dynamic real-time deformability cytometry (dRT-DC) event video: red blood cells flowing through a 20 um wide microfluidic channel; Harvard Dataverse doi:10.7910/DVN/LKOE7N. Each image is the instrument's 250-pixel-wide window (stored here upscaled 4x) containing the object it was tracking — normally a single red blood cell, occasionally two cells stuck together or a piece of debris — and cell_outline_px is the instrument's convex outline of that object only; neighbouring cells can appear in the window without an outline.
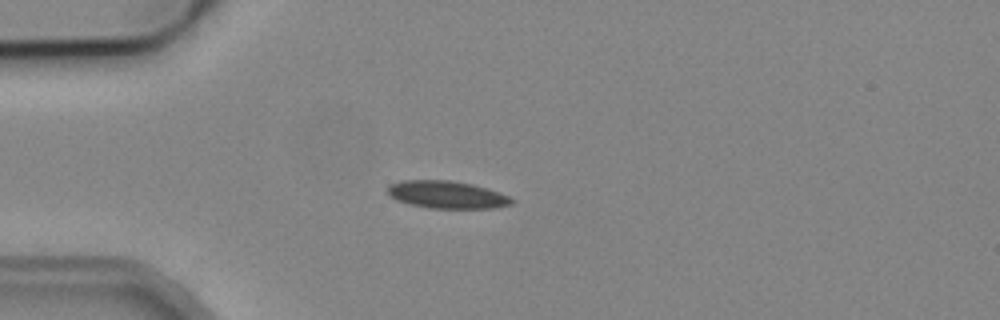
{"species": "common noctule bat (a hibernating species)", "species_latin": "Nyctalus noctula", "temperature_condition": "cold", "stored_images_in_passage": 1, "camera_frame_rate_fps": 3000, "um_per_image_px": 0.085, "animal": {"sex": "male", "body_mass_g": 19.2, "forearm_length_mm": 51.8}, "frame": {"image": 1, "passage_image": 1, "time_ms": 0.0, "image_size_px": [1000, 320], "cell_outline_px": [[516, 200], [512, 204], [496, 208], [428, 208], [408, 204], [396, 200], [388, 196], [388, 184], [404, 180], [448, 180], [472, 184], [488, 188], [500, 192]], "centroid_in_image_um": [37.98, 16.55], "position_along_channel_um": 47.0, "area_um2": 20.11}}